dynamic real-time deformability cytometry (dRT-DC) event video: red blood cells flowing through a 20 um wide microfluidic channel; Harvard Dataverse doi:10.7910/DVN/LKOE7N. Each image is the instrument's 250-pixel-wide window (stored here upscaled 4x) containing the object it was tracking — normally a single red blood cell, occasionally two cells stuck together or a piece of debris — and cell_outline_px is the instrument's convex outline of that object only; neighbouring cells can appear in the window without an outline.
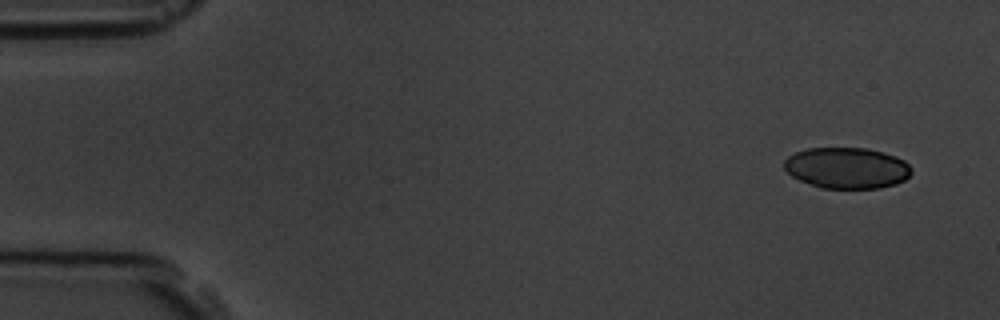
{"species": "common noctule bat (a hibernating species)", "species_latin": "Nyctalus noctula", "temperature_condition": "room temperature", "stored_images_in_passage": 10, "camera_frame_rate_fps": 3000, "um_per_image_px": 0.085, "animal": {"sex": "male", "body_mass_g": 19.5, "forearm_length_mm": 54.6}, "frame": {"image": 1, "passage_image": 1, "time_ms": 0.0, "image_size_px": [1000, 320], "cell_outline_px": [[912, 172], [904, 180], [896, 184], [880, 188], [820, 188], [800, 180], [792, 176], [784, 168], [784, 160], [788, 156], [796, 152], [808, 148], [868, 148], [884, 152], [896, 156], [904, 160], [912, 168]], "centroid_in_image_um": [72.0, 14.27], "position_along_channel_um": 13.0, "area_um2": 30.58}}